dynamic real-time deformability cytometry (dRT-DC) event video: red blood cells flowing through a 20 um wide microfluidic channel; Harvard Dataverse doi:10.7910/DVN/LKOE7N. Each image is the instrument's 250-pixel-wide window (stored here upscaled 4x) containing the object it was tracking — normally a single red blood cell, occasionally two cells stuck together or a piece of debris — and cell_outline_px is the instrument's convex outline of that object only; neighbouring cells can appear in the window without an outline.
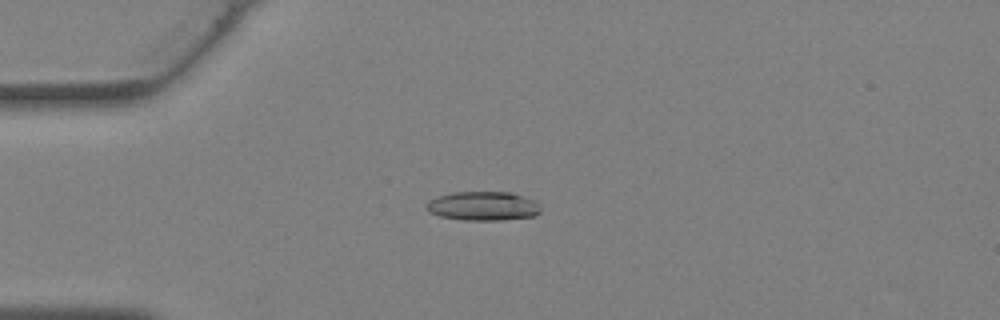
{"species": "Egyptian fruit bat (a non-hibernating species)", "species_latin": "Rousettus aegyptiacus", "temperature_condition": "warm", "stored_images_in_passage": 37, "camera_frame_rate_fps": 3000, "um_per_image_px": 0.085, "animal": {"sex": "female"}, "frame": {"image": 1, "passage_image": 9, "time_ms": 2.667, "image_size_px": [1000, 320], "cell_outline_px": [[540, 212], [536, 216], [500, 220], [464, 220], [440, 216], [428, 212], [424, 208], [424, 204], [440, 196], [452, 192], [512, 192], [536, 200], [540, 204]], "centroid_in_image_um": [41.09, 17.51], "position_along_channel_um": 43.9, "area_um2": 19.54}}
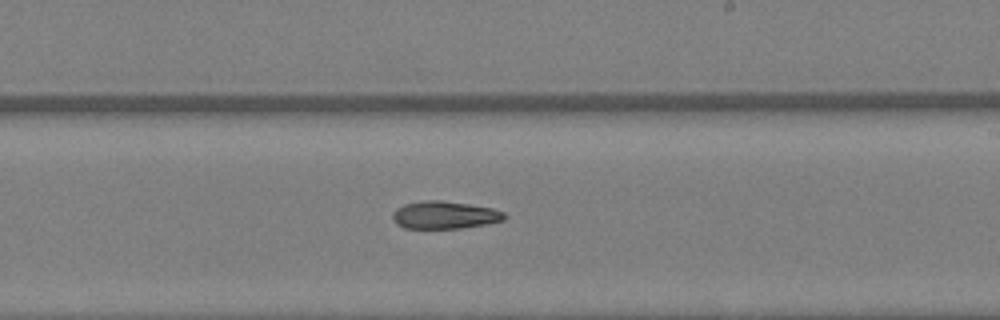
{"frame": {"image": 2, "passage_image": 22, "time_ms": 7.0, "image_size_px": [1000, 320], "cell_outline_px": [[504, 220], [488, 224], [460, 228], [404, 228], [396, 224], [392, 220], [392, 212], [396, 208], [404, 204], [424, 200], [440, 200], [468, 204], [492, 208], [504, 212]], "centroid_in_image_um": [37.75, 18.28], "position_along_channel_um": 251.3, "area_um2": 18.03}}
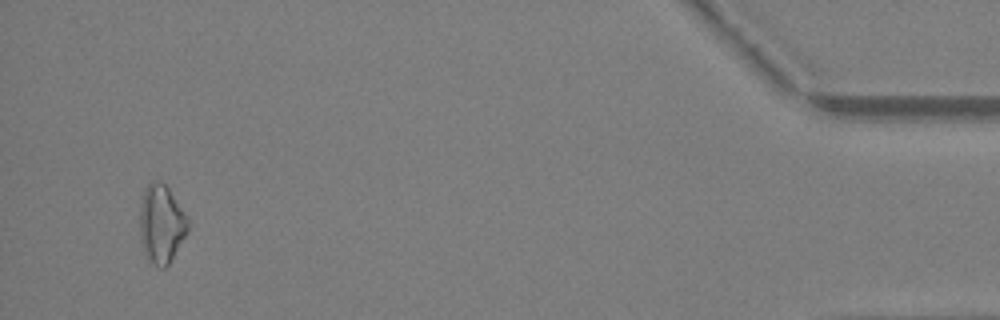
{"frame": {"image": 3, "passage_image": 36, "time_ms": 11.667, "image_size_px": [1000, 320], "cell_outline_px": [[188, 232], [168, 264], [164, 268], [160, 268], [148, 260], [144, 252], [140, 240], [140, 204], [144, 188], [152, 180], [160, 180], [168, 188], [188, 216]], "centroid_in_image_um": [13.71, 19.01], "position_along_channel_um": 421.5, "area_um2": 22.14}}